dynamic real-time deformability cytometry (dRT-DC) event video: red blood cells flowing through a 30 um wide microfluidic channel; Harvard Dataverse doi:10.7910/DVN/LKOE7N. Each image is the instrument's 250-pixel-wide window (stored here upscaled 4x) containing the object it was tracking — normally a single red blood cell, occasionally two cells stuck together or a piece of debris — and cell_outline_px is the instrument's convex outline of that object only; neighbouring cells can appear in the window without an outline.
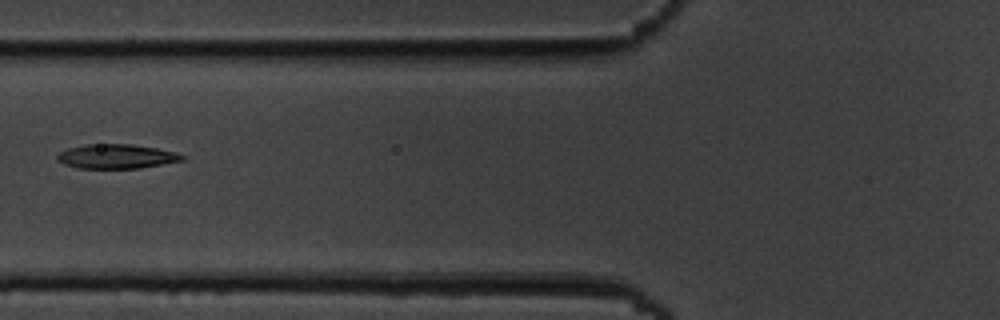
{"species": "common noctule bat (a hibernating species)", "species_latin": "Nyctalus noctula", "temperature_condition": "cold", "stored_images_in_passage": 6, "camera_frame_rate_fps": 3000, "um_per_image_px": 0.085, "animal": {"sex": "male", "body_mass_g": 19.5, "forearm_length_mm": 54.6}, "frame": {"image": 1, "passage_image": 6, "time_ms": 6.667, "image_size_px": [1000, 320], "cell_outline_px": [[188, 156], [184, 160], [140, 168], [80, 168], [64, 164], [56, 160], [56, 156], [60, 152], [68, 148], [88, 144], [132, 144], [156, 148], [176, 152]], "centroid_in_image_um": [9.92, 13.29], "position_along_channel_um": 115.9, "area_um2": 17.74}}